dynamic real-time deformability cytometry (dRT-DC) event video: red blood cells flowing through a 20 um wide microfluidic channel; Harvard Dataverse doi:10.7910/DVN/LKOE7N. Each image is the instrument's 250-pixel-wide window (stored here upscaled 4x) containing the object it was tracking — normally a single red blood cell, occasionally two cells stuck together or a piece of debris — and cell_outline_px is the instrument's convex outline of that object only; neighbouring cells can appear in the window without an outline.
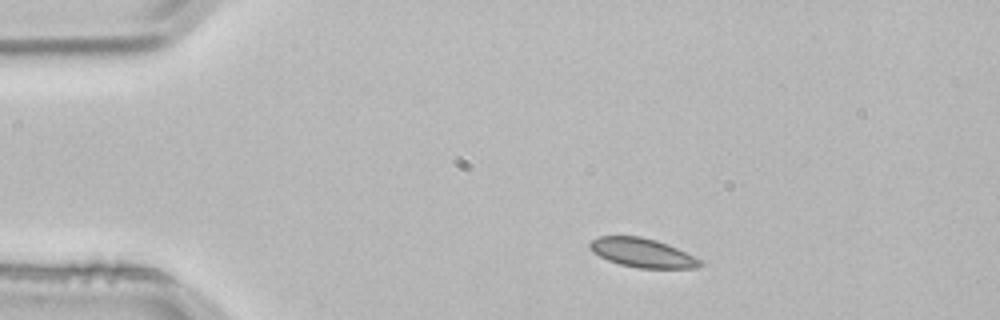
{"species": "common noctule bat (a hibernating species)", "species_latin": "Nyctalus noctula", "temperature_condition": "room temperature", "stored_images_in_passage": 1, "camera_frame_rate_fps": 3000, "um_per_image_px": 0.085, "animal": {"sex": "male", "body_mass_g": 21.5, "forearm_length_mm": 52.0}, "frame": {"image": 1, "passage_image": 1, "time_ms": 0.0, "image_size_px": [1000, 320], "cell_outline_px": [[704, 264], [696, 268], [640, 268], [620, 264], [608, 260], [592, 252], [588, 248], [588, 244], [592, 240], [600, 236], [640, 236], [656, 240], [668, 244], [700, 260]], "centroid_in_image_um": [54.56, 21.48], "position_along_channel_um": 30.4, "area_um2": 18.5}}